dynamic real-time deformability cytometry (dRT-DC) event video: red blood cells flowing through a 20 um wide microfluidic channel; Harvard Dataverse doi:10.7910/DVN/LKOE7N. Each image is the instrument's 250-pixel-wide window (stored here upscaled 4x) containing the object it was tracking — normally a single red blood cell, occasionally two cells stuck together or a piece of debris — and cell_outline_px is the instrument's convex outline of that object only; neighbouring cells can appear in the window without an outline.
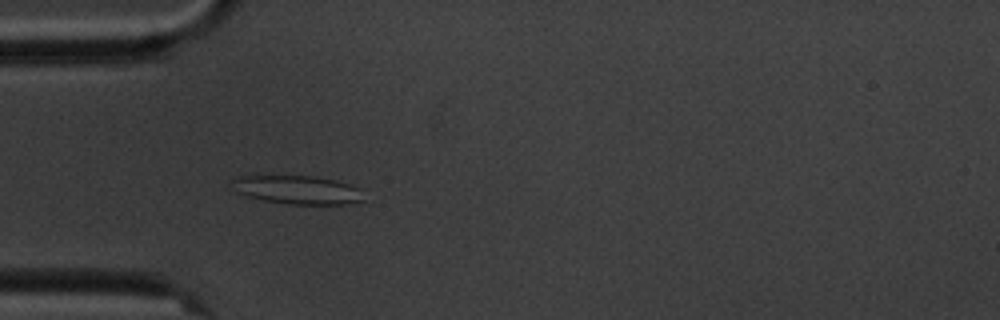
{"species": "common noctule bat (a hibernating species)", "species_latin": "Nyctalus noctula", "temperature_condition": "cold", "stored_images_in_passage": 5, "camera_frame_rate_fps": 3000, "um_per_image_px": 0.085, "animal": {"sex": "male", "body_mass_g": 20.1, "forearm_length_mm": 53.5}, "frame": {"image": 1, "passage_image": 5, "time_ms": 4.667, "image_size_px": [1000, 320], "cell_outline_px": [[364, 200], [344, 204], [288, 204], [264, 200], [244, 196], [236, 192], [228, 180], [240, 176], [256, 172], [312, 176], [336, 180], [360, 188]], "centroid_in_image_um": [25.12, 16.07], "position_along_channel_um": 59.9, "area_um2": 23.0}}